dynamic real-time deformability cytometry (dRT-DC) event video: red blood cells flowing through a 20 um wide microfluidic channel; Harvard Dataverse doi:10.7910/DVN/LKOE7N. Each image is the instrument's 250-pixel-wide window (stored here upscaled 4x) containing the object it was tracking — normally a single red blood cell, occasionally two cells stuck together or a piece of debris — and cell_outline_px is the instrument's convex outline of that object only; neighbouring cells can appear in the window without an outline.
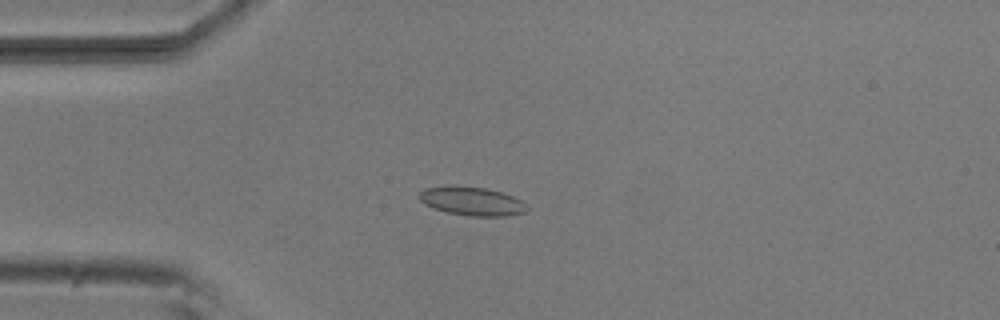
{"species": "common noctule bat (a hibernating species)", "species_latin": "Nyctalus noctula", "temperature_condition": "room temperature", "stored_images_in_passage": 39, "camera_frame_rate_fps": 3000, "um_per_image_px": 0.085, "animal": {"sex": "male", "body_mass_g": 20.5, "forearm_length_mm": 52.5}, "frame": {"image": 1, "passage_image": 11, "time_ms": 3.333, "image_size_px": [1000, 320], "cell_outline_px": [[528, 208], [524, 212], [508, 216], [468, 216], [448, 212], [424, 204], [416, 196], [424, 188], [448, 184], [484, 188], [500, 192], [512, 196], [520, 200]], "centroid_in_image_um": [40.04, 17.08], "position_along_channel_um": 45.0, "area_um2": 18.03}}
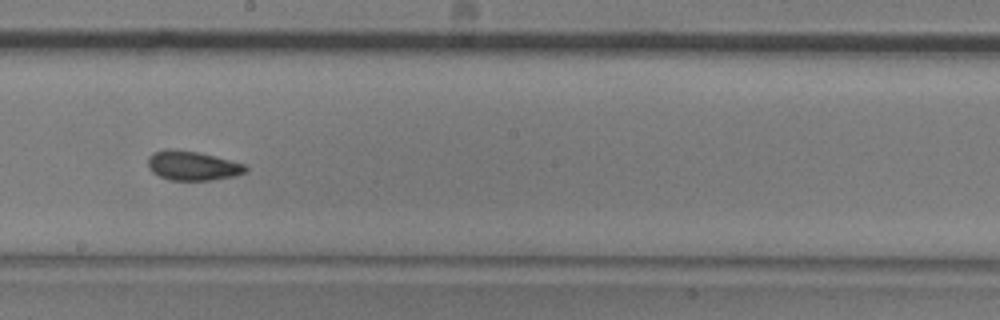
{"frame": {"image": 2, "passage_image": 27, "time_ms": 8.667, "image_size_px": [1000, 320], "cell_outline_px": [[248, 168], [244, 172], [232, 176], [212, 180], [168, 180], [152, 172], [148, 168], [148, 156], [152, 152], [168, 148], [172, 148], [196, 152], [244, 164]], "centroid_in_image_um": [16.28, 14.08], "position_along_channel_um": 231.9, "area_um2": 16.53}}
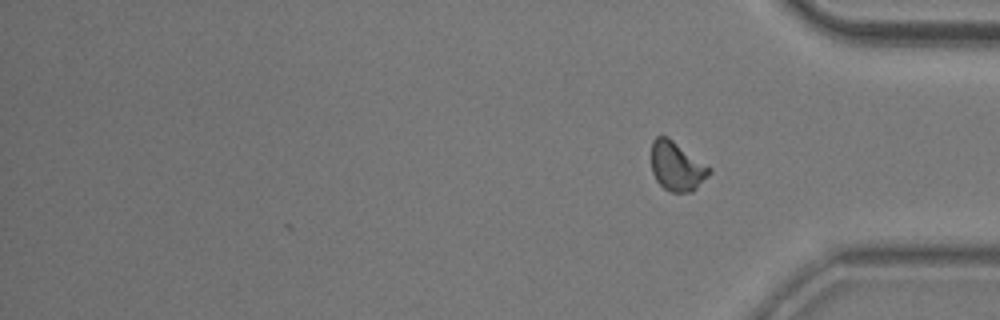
{"frame": {"image": 3, "passage_image": 39, "time_ms": 12.667, "image_size_px": [1000, 320], "cell_outline_px": [[712, 172], [692, 192], [672, 192], [664, 188], [656, 180], [652, 172], [652, 140], [656, 136], [668, 136], [712, 168]], "centroid_in_image_um": [57.54, 14.12], "position_along_channel_um": 377.7, "area_um2": 16.65}, "authors_computed_cell_mechanics": {"area_um2": 16.7042, "velocity_mm_per_s": 3.7976, "shape_relaxation_time_tau1_ms": 6.3958, "shape_relaxation_time_tau2_ms": 2.9105, "deformation_change_tau1": 0.0897, "deformation_change_tau2": 0.079}}